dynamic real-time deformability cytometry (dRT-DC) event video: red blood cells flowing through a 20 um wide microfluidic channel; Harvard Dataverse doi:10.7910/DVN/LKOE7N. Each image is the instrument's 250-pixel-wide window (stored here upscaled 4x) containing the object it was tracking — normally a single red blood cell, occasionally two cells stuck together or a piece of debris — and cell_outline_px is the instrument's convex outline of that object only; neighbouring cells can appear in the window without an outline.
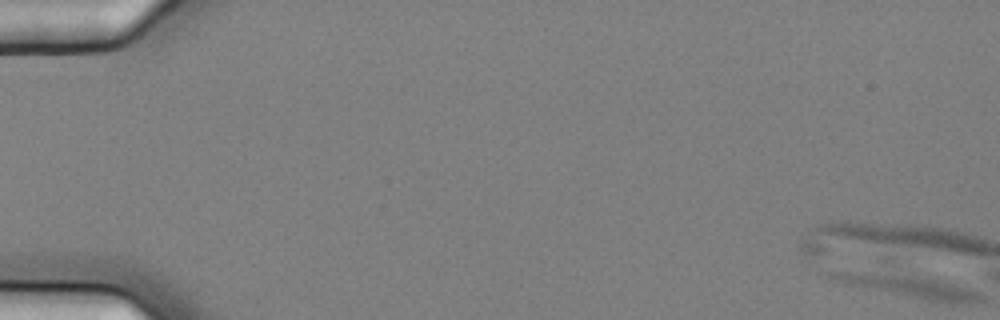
{"species": "common noctule bat (a hibernating species)", "species_latin": "Nyctalus noctula", "temperature_condition": "cold", "stored_images_in_passage": 1, "camera_frame_rate_fps": 3000, "um_per_image_px": 0.085, "animal": {"sex": "female", "body_mass_g": 25.1}, "frame": {"image": 1, "passage_image": 1, "time_ms": 0.0, "image_size_px": [1000, 320], "cell_outline_px": [[984, 300], [968, 304], [952, 304], [928, 300], [848, 284], [824, 276], [828, 272], [880, 260], [892, 260], [980, 292], [984, 296]], "centroid_in_image_um": [76.98, 24.0], "position_along_channel_um": 8.0, "area_um2": 25.37}}